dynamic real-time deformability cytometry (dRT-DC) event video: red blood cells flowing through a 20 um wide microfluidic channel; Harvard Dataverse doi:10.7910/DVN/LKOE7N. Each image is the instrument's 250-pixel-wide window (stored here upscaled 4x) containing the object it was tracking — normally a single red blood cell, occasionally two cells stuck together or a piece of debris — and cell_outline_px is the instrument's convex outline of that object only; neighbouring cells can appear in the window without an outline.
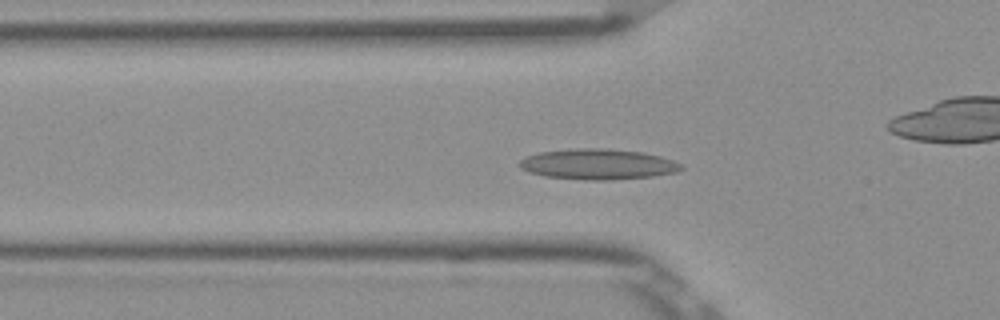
{"species": "Egyptian fruit bat (a non-hibernating species)", "species_latin": "Rousettus aegyptiacus", "temperature_condition": "room temperature", "stored_images_in_passage": 53, "camera_frame_rate_fps": 3000, "um_per_image_px": 0.085, "frame": {"image": 1, "passage_image": 17, "time_ms": 5.333, "image_size_px": [1000, 320], "cell_outline_px": [[684, 168], [676, 172], [652, 176], [608, 180], [584, 180], [544, 176], [528, 172], [520, 168], [516, 164], [520, 160], [528, 156], [540, 152], [576, 148], [604, 148], [644, 152], [660, 156], [672, 160], [680, 164]], "centroid_in_image_um": [50.79, 13.96], "position_along_channel_um": 75.0, "area_um2": 28.84}}
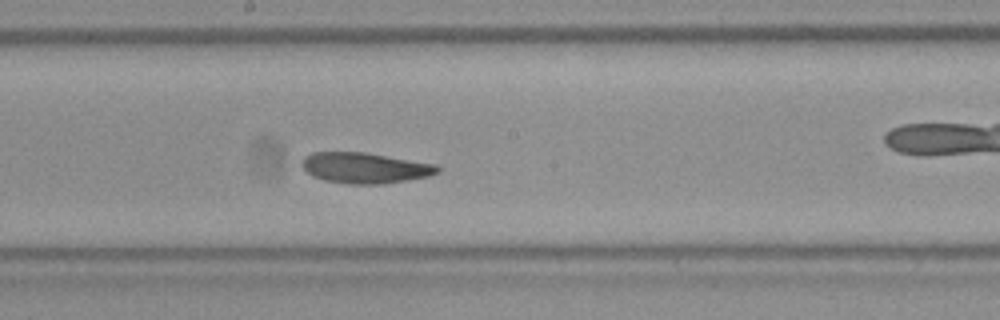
{"frame": {"image": 2, "passage_image": 28, "time_ms": 9.0, "image_size_px": [1000, 320], "cell_outline_px": [[440, 172], [428, 176], [384, 184], [348, 184], [324, 180], [312, 176], [300, 164], [300, 160], [304, 156], [312, 152], [364, 152], [436, 164], [440, 168]], "centroid_in_image_um": [30.99, 14.27], "position_along_channel_um": 217.2, "area_um2": 24.33}}
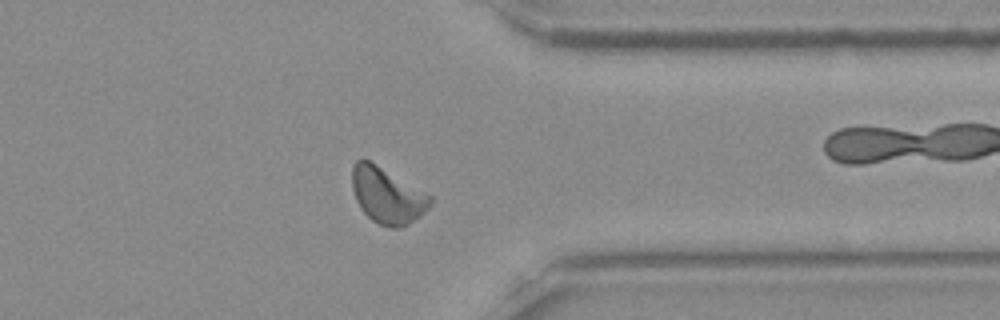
{"frame": {"image": 3, "passage_image": 41, "time_ms": 13.333, "image_size_px": [1000, 320], "cell_outline_px": [[432, 204], [420, 216], [408, 224], [400, 228], [392, 228], [380, 224], [372, 220], [360, 208], [356, 200], [352, 188], [352, 168], [356, 160], [368, 160], [432, 196]], "centroid_in_image_um": [32.91, 16.64], "position_along_channel_um": 378.5, "area_um2": 25.09}, "authors_computed_cell_mechanics": {"area_um2": 24.6228, "velocity_mm_per_s": 3.8646, "shape_relaxation_time_tau1_ms": null, "shape_relaxation_time_tau2_ms": 5.0483, "deformation_change_tau1": null, "deformation_change_tau2": 0.1177}}